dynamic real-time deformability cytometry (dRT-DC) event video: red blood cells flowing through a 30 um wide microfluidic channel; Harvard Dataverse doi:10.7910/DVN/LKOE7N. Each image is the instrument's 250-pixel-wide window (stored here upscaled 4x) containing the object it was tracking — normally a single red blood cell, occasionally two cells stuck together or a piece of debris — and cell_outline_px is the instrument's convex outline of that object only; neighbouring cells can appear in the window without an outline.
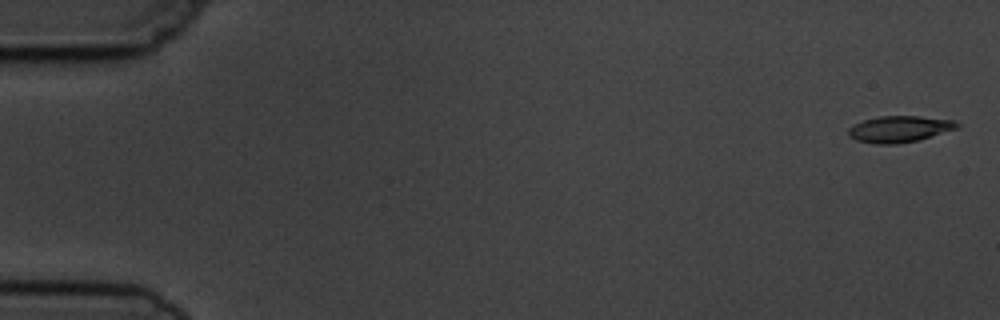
{"species": "common noctule bat (a hibernating species)", "species_latin": "Nyctalus noctula", "temperature_condition": "cold", "stored_images_in_passage": 6, "camera_frame_rate_fps": 3000, "um_per_image_px": 0.085, "animal": {"sex": "male", "body_mass_g": 19.5, "forearm_length_mm": 54.6}, "frame": {"image": 1, "passage_image": 1, "time_ms": 0.0, "image_size_px": [1000, 320], "cell_outline_px": [[960, 124], [956, 128], [920, 140], [896, 144], [876, 144], [856, 140], [848, 136], [848, 128], [852, 124], [864, 120], [880, 116], [920, 116], [956, 120]], "centroid_in_image_um": [76.43, 10.97], "position_along_channel_um": 8.6, "area_um2": 16.82}}
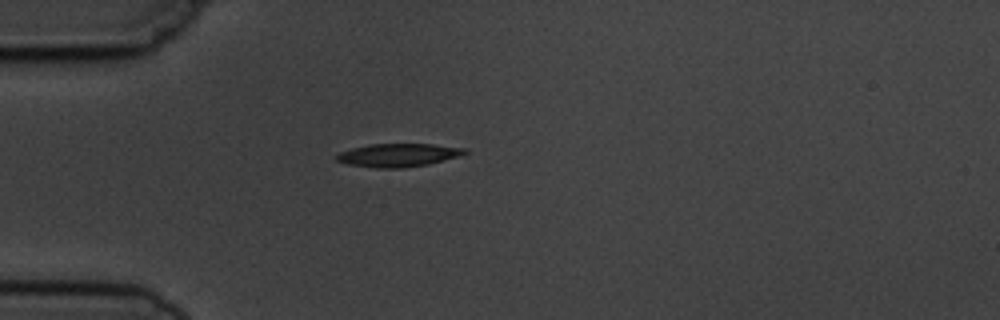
{"frame": {"image": 2, "passage_image": 5, "time_ms": 4.667, "image_size_px": [1000, 320], "cell_outline_px": [[468, 152], [460, 156], [428, 164], [400, 168], [376, 168], [348, 164], [336, 160], [336, 156], [340, 152], [352, 148], [372, 144], [432, 144], [468, 148]], "centroid_in_image_um": [33.89, 13.18], "position_along_channel_um": 51.1, "area_um2": 17.28}}